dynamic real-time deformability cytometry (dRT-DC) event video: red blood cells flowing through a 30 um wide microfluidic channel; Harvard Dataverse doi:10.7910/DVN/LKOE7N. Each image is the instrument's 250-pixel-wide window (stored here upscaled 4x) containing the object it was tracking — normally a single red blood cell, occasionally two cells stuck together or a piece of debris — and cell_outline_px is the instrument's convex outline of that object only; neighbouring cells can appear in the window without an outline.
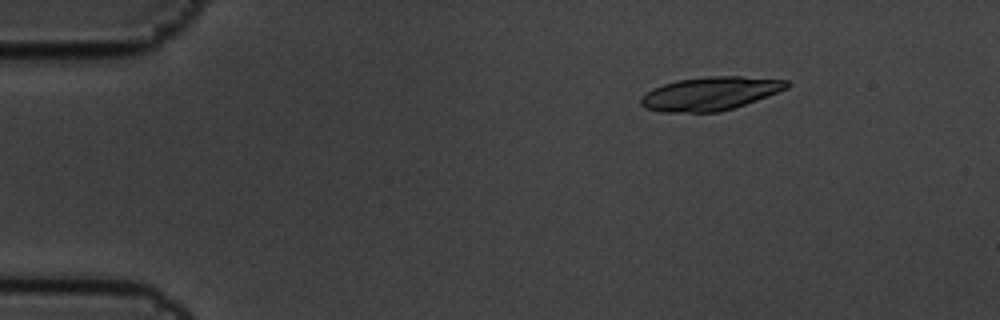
{"species": "common noctule bat (a hibernating species)", "species_latin": "Nyctalus noctula", "temperature_condition": "cold", "stored_images_in_passage": 7, "camera_frame_rate_fps": 3000, "um_per_image_px": 0.085, "animal": {"sex": "male", "body_mass_g": 19.5, "forearm_length_mm": 54.6}, "frame": {"image": 1, "passage_image": 3, "time_ms": 0.667, "image_size_px": [1000, 320], "cell_outline_px": [[792, 84], [788, 88], [756, 100], [720, 112], [660, 112], [644, 108], [640, 104], [640, 96], [652, 88], [676, 80], [708, 76], [740, 76], [788, 80]], "centroid_in_image_um": [60.33, 7.95], "position_along_channel_um": 24.7, "area_um2": 28.55}}